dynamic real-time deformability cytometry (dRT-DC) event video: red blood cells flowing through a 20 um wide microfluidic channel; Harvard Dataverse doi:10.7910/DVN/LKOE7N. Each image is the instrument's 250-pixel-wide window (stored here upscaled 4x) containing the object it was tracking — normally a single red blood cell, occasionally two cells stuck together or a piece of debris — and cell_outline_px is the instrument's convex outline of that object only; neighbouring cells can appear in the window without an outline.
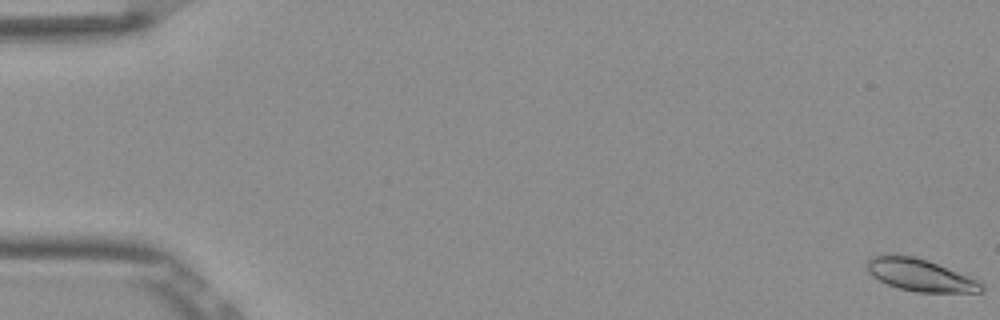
{"species": "Egyptian fruit bat (a non-hibernating species)", "species_latin": "Rousettus aegyptiacus", "temperature_condition": "room temperature", "stored_images_in_passage": 54, "camera_frame_rate_fps": 3000, "um_per_image_px": 0.085, "frame": {"image": 1, "passage_image": 1, "time_ms": 0.0, "image_size_px": [1000, 320], "cell_outline_px": [[984, 292], [916, 292], [900, 288], [888, 284], [872, 276], [864, 268], [864, 264], [872, 256], [912, 256], [936, 264], [980, 280], [984, 284]], "centroid_in_image_um": [78.23, 23.4], "position_along_channel_um": 6.8, "area_um2": 21.15}}
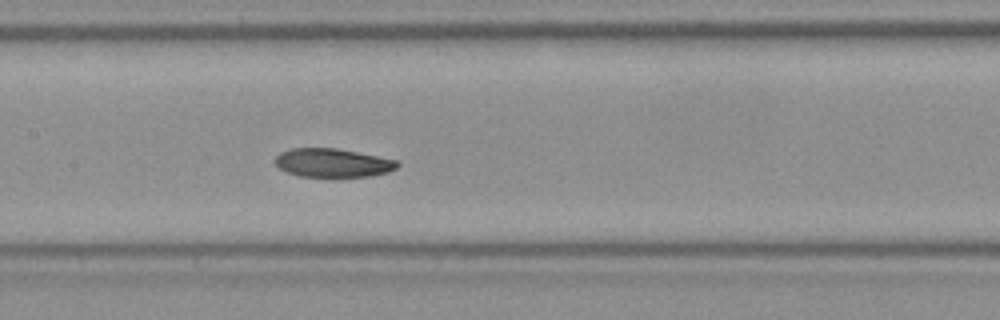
{"frame": {"image": 2, "passage_image": 27, "time_ms": 8.667, "image_size_px": [1000, 320], "cell_outline_px": [[400, 164], [396, 168], [388, 172], [368, 176], [300, 176], [288, 172], [280, 168], [276, 164], [276, 156], [280, 152], [292, 148], [336, 148], [400, 160]], "centroid_in_image_um": [28.32, 13.83], "position_along_channel_um": 179.1, "area_um2": 20.23}}
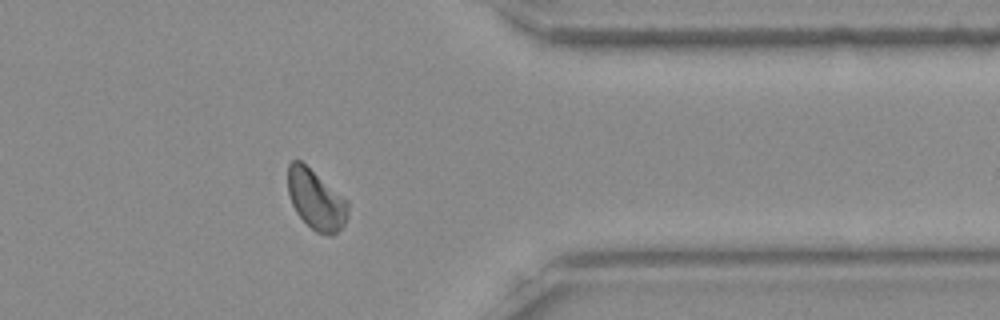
{"frame": {"image": 3, "passage_image": 44, "time_ms": 14.333, "image_size_px": [1000, 320], "cell_outline_px": [[348, 216], [344, 224], [332, 236], [316, 232], [296, 212], [292, 204], [288, 192], [288, 164], [292, 160], [300, 160], [348, 200]], "centroid_in_image_um": [26.86, 16.96], "position_along_channel_um": 384.5, "area_um2": 20.81}, "authors_computed_cell_mechanics": {"area_um2": 21.2415, "velocity_mm_per_s": 3.8404, "shape_relaxation_time_tau1_ms": 7.082, "shape_relaxation_time_tau2_ms": 9.0026, "deformation_change_tau1": 0.1662, "deformation_change_tau2": 0.1351}}